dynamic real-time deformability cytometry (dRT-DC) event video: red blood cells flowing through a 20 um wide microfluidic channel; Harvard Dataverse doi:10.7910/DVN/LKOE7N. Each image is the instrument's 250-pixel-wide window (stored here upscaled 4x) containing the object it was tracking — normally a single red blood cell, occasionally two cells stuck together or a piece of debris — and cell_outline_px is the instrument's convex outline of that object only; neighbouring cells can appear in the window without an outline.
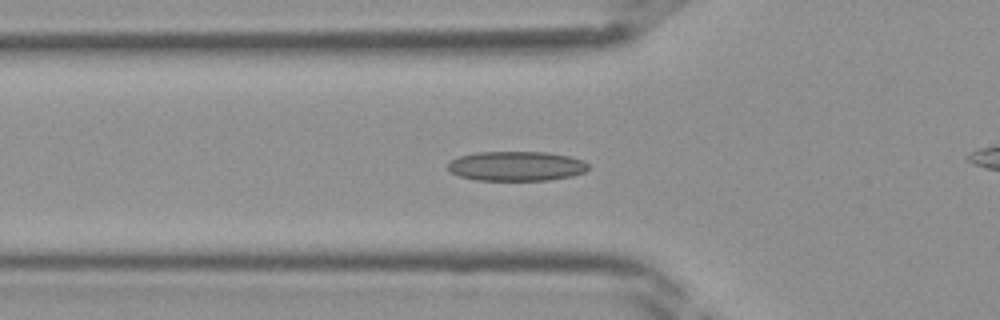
{"species": "Egyptian fruit bat (a non-hibernating species)", "species_latin": "Rousettus aegyptiacus", "temperature_condition": "room temperature", "stored_images_in_passage": 41, "camera_frame_rate_fps": 3000, "um_per_image_px": 0.085, "frame": {"image": 1, "passage_image": 14, "time_ms": 4.333, "image_size_px": [1000, 320], "cell_outline_px": [[588, 168], [584, 172], [572, 176], [548, 180], [476, 180], [460, 176], [452, 172], [448, 168], [448, 164], [452, 160], [460, 156], [476, 152], [548, 152], [568, 156], [584, 160], [588, 164]], "centroid_in_image_um": [43.91, 14.11], "position_along_channel_um": 81.9, "area_um2": 24.16}}
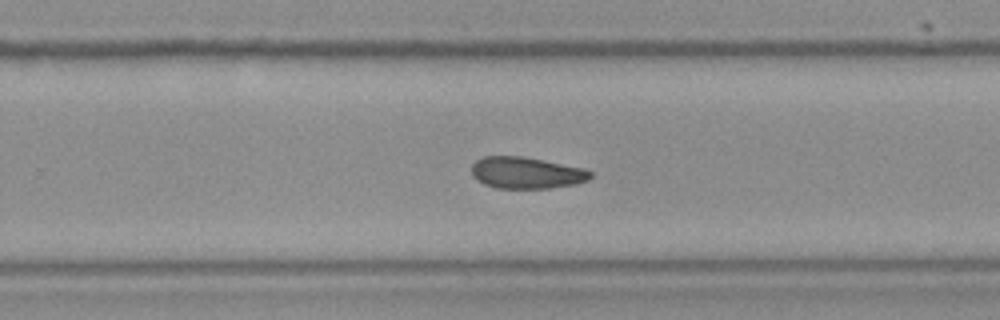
{"frame": {"image": 2, "passage_image": 26, "time_ms": 8.333, "image_size_px": [1000, 320], "cell_outline_px": [[592, 176], [588, 180], [576, 184], [548, 188], [496, 188], [484, 184], [476, 180], [472, 176], [472, 164], [476, 160], [484, 156], [524, 156], [584, 168], [592, 172]], "centroid_in_image_um": [44.73, 14.68], "position_along_channel_um": 285.1, "area_um2": 22.02}}
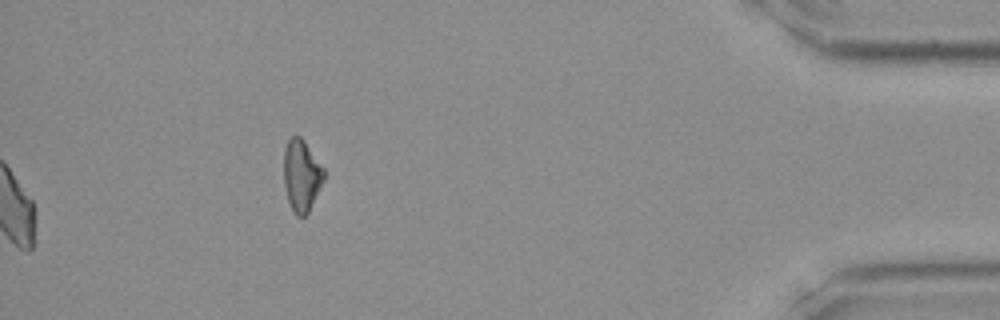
{"frame": {"image": 3, "passage_image": 41, "time_ms": 13.333, "image_size_px": [1000, 320], "cell_outline_px": [[324, 180], [308, 212], [304, 216], [296, 216], [288, 200], [284, 184], [284, 148], [288, 140], [292, 136], [300, 136], [304, 140], [324, 168]], "centroid_in_image_um": [25.63, 14.89], "position_along_channel_um": 409.6, "area_um2": 16.65}}